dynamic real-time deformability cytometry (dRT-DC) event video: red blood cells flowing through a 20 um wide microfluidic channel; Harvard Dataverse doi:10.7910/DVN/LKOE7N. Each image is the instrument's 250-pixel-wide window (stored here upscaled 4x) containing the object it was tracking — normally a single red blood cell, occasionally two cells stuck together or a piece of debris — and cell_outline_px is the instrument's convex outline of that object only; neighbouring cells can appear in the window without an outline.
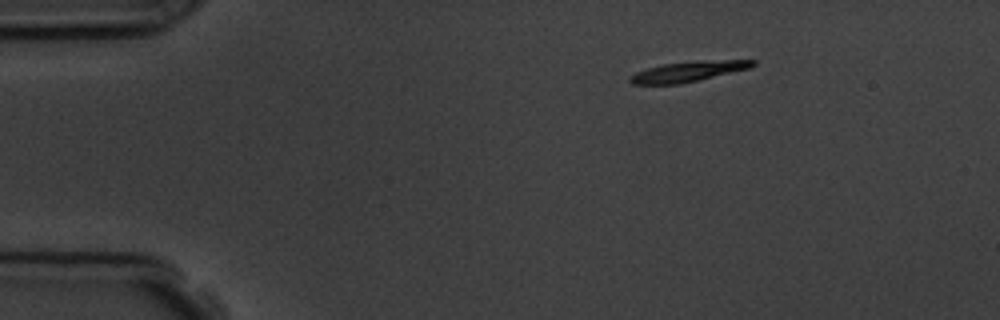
{"species": "common noctule bat (a hibernating species)", "species_latin": "Nyctalus noctula", "temperature_condition": "room temperature", "stored_images_in_passage": 3, "camera_frame_rate_fps": 3000, "um_per_image_px": 0.085, "animal": {"sex": "male", "body_mass_g": 19.5, "forearm_length_mm": 54.6}, "frame": {"image": 1, "passage_image": 1, "time_ms": 0.0, "image_size_px": [1000, 320], "cell_outline_px": [[756, 64], [752, 68], [680, 84], [632, 84], [628, 80], [628, 76], [636, 72], [648, 68], [664, 64], [696, 60], [756, 60]], "centroid_in_image_um": [58.51, 6.07], "position_along_channel_um": 26.5, "area_um2": 14.62}}